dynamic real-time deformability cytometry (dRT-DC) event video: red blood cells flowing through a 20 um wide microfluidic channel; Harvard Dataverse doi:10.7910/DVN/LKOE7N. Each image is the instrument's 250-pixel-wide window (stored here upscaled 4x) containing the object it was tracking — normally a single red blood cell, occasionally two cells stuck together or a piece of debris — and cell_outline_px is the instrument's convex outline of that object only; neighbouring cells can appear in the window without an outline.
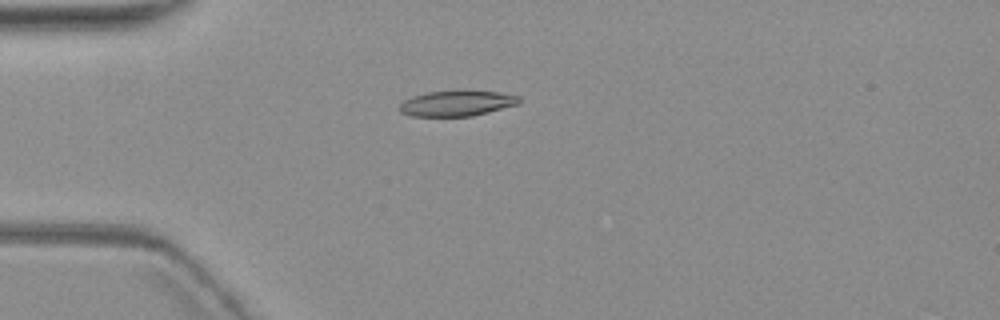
{"species": "common noctule bat (a hibernating species)", "species_latin": "Nyctalus noctula", "temperature_condition": "warm", "stored_images_in_passage": 7, "camera_frame_rate_fps": 3000, "um_per_image_px": 0.085, "animal": {"sex": "female", "body_mass_g": 19.3, "forearm_length_mm": 54.1}, "frame": {"image": 1, "passage_image": 5, "time_ms": 4.667, "image_size_px": [1000, 320], "cell_outline_px": [[520, 104], [472, 116], [412, 116], [400, 112], [400, 104], [404, 100], [412, 96], [428, 92], [464, 88], [500, 92], [520, 96]], "centroid_in_image_um": [38.88, 8.74], "position_along_channel_um": 46.1, "area_um2": 18.44}}